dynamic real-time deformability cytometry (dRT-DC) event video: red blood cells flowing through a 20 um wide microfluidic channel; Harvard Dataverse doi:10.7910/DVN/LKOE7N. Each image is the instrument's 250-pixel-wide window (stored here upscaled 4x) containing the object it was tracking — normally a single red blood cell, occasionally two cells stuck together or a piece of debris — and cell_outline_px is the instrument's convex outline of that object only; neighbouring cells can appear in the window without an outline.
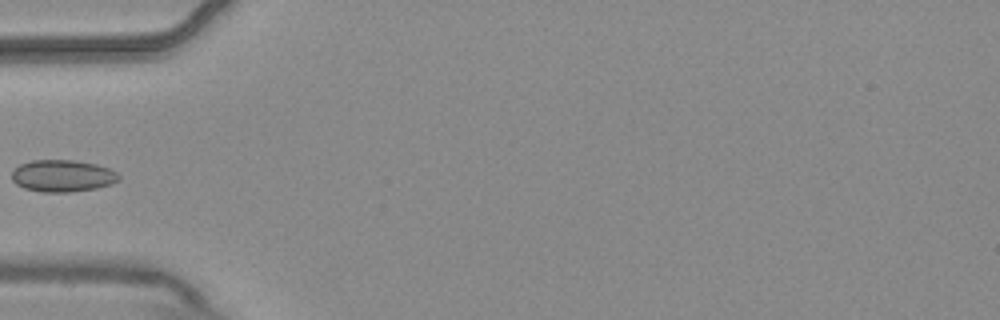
{"species": "common noctule bat (a hibernating species)", "species_latin": "Nyctalus noctula", "temperature_condition": "warm", "stored_images_in_passage": 1, "camera_frame_rate_fps": 3000, "um_per_image_px": 0.085, "animal": {"sex": "male", "body_mass_g": 20.4}, "frame": {"image": 1, "passage_image": 1, "time_ms": 0.0, "image_size_px": [1000, 320], "cell_outline_px": [[120, 180], [112, 184], [96, 188], [68, 192], [40, 192], [24, 188], [16, 184], [12, 180], [12, 172], [20, 164], [32, 160], [76, 160], [96, 164], [108, 168], [116, 172], [120, 176]], "centroid_in_image_um": [5.32, 14.95], "position_along_channel_um": 79.7, "area_um2": 20.0}}